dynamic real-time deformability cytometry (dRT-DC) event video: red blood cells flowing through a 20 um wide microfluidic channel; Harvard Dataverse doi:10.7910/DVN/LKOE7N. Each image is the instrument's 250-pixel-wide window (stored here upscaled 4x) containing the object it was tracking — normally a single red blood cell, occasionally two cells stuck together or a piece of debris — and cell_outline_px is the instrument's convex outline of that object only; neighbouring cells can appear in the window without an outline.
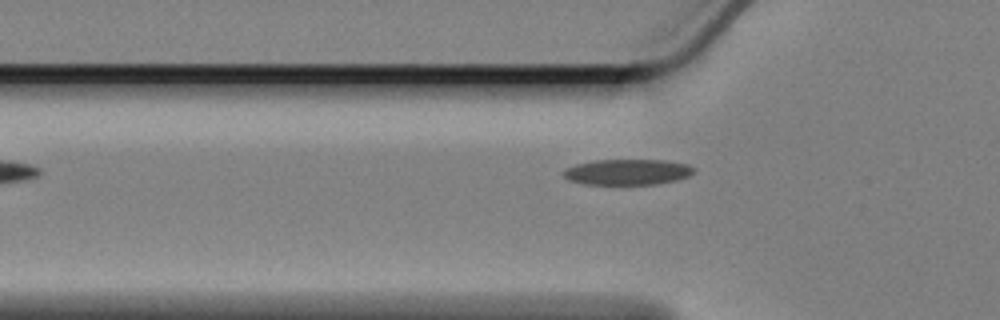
{"species": "Egyptian fruit bat (a non-hibernating species)", "species_latin": "Rousettus aegyptiacus", "temperature_condition": "cold", "stored_images_in_passage": 43, "camera_frame_rate_fps": 3000, "um_per_image_px": 0.085, "animal": {"sex": "female"}, "frame": {"image": 1, "passage_image": 3, "time_ms": 0.667, "image_size_px": [1000, 320], "cell_outline_px": [[696, 172], [688, 176], [676, 180], [656, 184], [588, 184], [572, 180], [564, 176], [564, 168], [576, 164], [592, 160], [664, 160], [688, 164], [696, 168]], "centroid_in_image_um": [53.39, 14.61], "position_along_channel_um": 72.4, "area_um2": 19.48}}
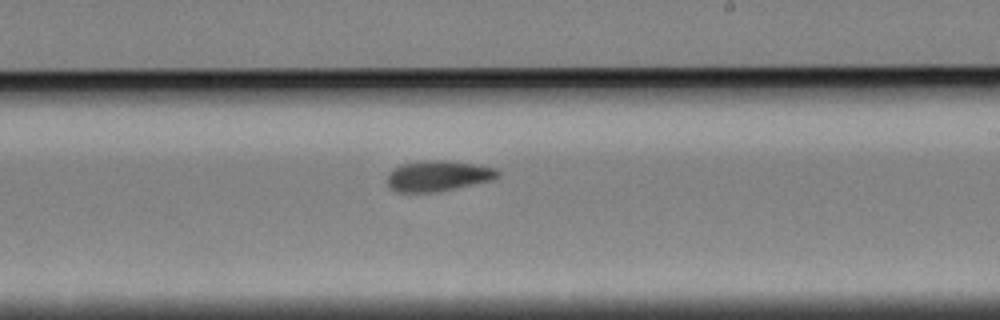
{"frame": {"image": 2, "passage_image": 19, "time_ms": 6.0, "image_size_px": [1000, 320], "cell_outline_px": [[500, 176], [492, 180], [432, 192], [396, 192], [388, 184], [388, 172], [392, 168], [404, 164], [420, 160], [448, 160], [496, 168], [500, 172]], "centroid_in_image_um": [37.22, 14.93], "position_along_channel_um": 251.8, "area_um2": 19.54}}
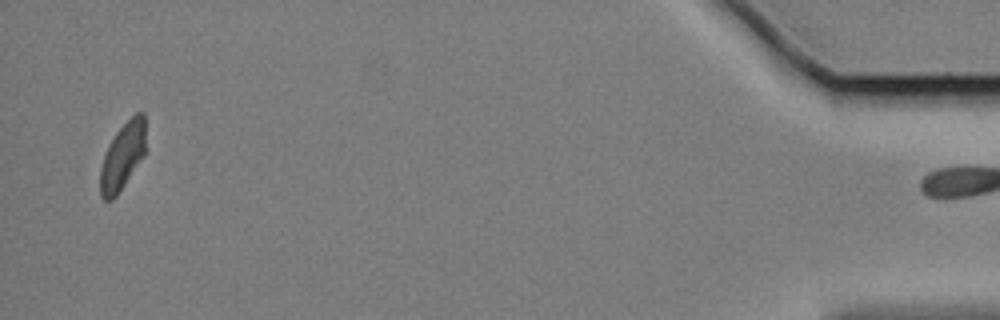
{"frame": {"image": 3, "passage_image": 42, "time_ms": 13.667, "image_size_px": [1000, 320], "cell_outline_px": [[144, 156], [116, 196], [112, 200], [104, 200], [100, 196], [100, 168], [104, 152], [108, 144], [116, 132], [136, 112], [144, 112]], "centroid_in_image_um": [10.38, 13.3], "position_along_channel_um": 424.8, "area_um2": 17.63}}